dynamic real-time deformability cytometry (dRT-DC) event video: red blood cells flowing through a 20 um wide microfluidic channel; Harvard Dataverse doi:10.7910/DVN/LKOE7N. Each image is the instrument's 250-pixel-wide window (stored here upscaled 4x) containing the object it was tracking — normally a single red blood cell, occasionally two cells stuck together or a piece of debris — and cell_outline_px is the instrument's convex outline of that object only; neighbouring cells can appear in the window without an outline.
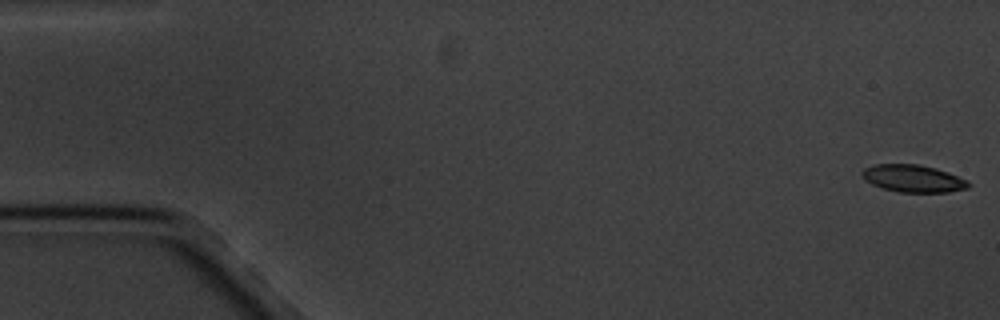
{"species": "common noctule bat (a hibernating species)", "species_latin": "Nyctalus noctula", "temperature_condition": "cold", "stored_images_in_passage": 6, "camera_frame_rate_fps": 3000, "um_per_image_px": 0.085, "animal": {"sex": "male", "body_mass_g": 20.1, "forearm_length_mm": 53.5}, "frame": {"image": 1, "passage_image": 1, "time_ms": 0.0, "image_size_px": [1000, 320], "cell_outline_px": [[972, 184], [968, 188], [948, 192], [896, 192], [872, 184], [860, 172], [864, 168], [872, 164], [916, 164], [936, 168], [948, 172], [968, 180]], "centroid_in_image_um": [77.65, 15.17], "position_along_channel_um": 7.3, "area_um2": 16.94}}
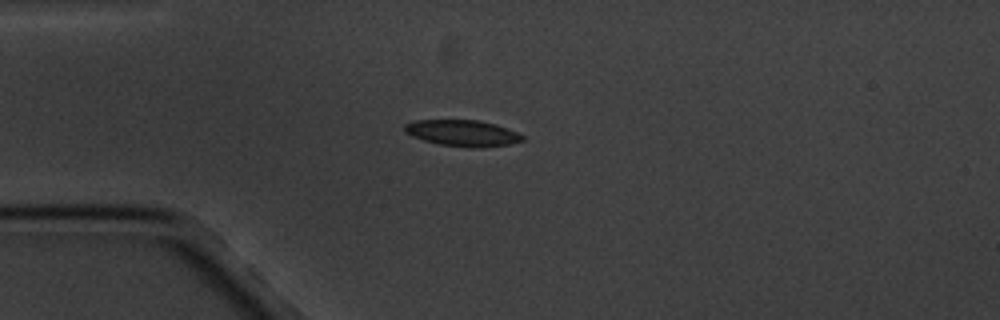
{"frame": {"image": 2, "passage_image": 5, "time_ms": 4.667, "image_size_px": [1000, 320], "cell_outline_px": [[524, 140], [508, 144], [476, 148], [468, 148], [440, 144], [424, 140], [412, 136], [404, 132], [404, 124], [416, 120], [476, 120], [496, 124], [508, 128], [524, 136]], "centroid_in_image_um": [39.3, 11.31], "position_along_channel_um": 45.7, "area_um2": 17.98}}